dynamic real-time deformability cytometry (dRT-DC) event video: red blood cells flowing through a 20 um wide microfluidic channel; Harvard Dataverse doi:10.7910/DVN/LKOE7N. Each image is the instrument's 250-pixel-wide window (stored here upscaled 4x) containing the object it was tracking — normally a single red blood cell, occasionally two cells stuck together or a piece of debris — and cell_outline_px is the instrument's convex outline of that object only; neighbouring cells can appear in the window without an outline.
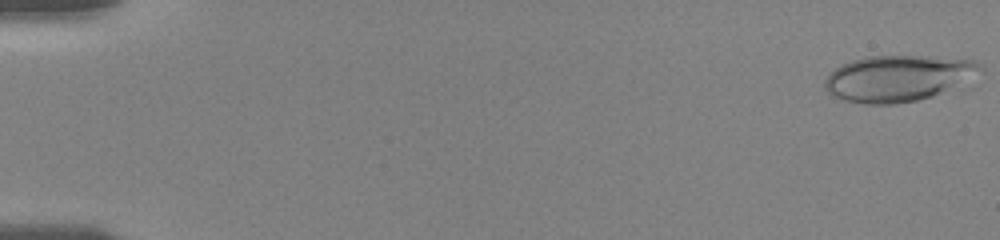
{"species": "human", "species_latin": "Homo sapiens", "temperature_condition": "room temperature", "stored_images_in_passage": 66, "camera_frame_rate_fps": 3000, "um_per_image_px": 0.085, "donor": {"sex": "female"}, "frame": {"image": 1, "passage_image": 1, "time_ms": 0.0, "image_size_px": [1000, 240], "cell_outline_px": [[984, 72], [932, 96], [916, 100], [896, 104], [864, 104], [844, 100], [832, 96], [824, 88], [824, 80], [840, 64], [852, 60], [868, 56], [928, 56], [972, 60], [980, 64], [984, 68]], "centroid_in_image_um": [76.3, 6.65], "position_along_channel_um": 8.7, "area_um2": 41.62}}
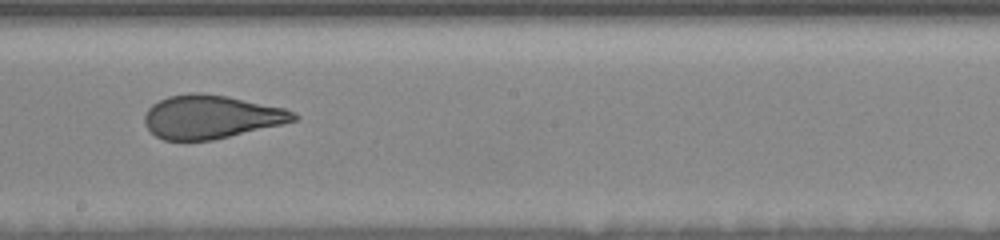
{"frame": {"image": 2, "passage_image": 53, "time_ms": 10.333, "image_size_px": [1000, 240], "cell_outline_px": [[300, 116], [296, 120], [280, 124], [212, 140], [164, 140], [156, 136], [144, 124], [144, 116], [148, 108], [152, 104], [168, 96], [192, 92], [200, 92], [228, 96], [284, 108], [296, 112]], "centroid_in_image_um": [17.92, 9.92], "position_along_channel_um": 230.3, "area_um2": 37.57}}
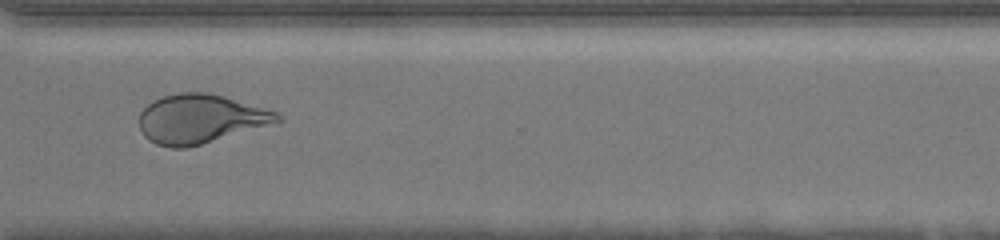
{"frame": {"image": 3, "passage_image": 65, "time_ms": 13.667, "image_size_px": [1000, 240], "cell_outline_px": [[284, 120], [280, 124], [188, 148], [172, 148], [156, 144], [148, 140], [144, 136], [140, 128], [140, 112], [152, 100], [164, 96], [180, 92], [208, 92], [224, 96], [276, 112]], "centroid_in_image_um": [17.09, 10.13], "position_along_channel_um": 353.5, "area_um2": 40.11}}